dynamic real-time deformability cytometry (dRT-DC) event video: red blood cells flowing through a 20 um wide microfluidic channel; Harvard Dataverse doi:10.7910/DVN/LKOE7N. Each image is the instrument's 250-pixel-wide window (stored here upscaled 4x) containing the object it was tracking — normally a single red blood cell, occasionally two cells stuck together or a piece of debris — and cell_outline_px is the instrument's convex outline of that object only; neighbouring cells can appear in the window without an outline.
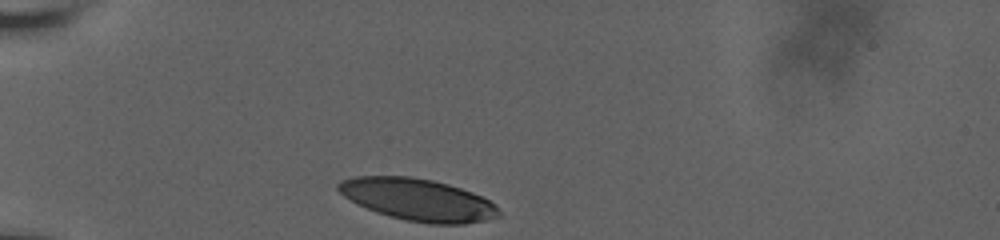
{"species": "human", "species_latin": "Homo sapiens", "temperature_condition": "room temperature", "stored_images_in_passage": 8, "camera_frame_rate_fps": 3000, "um_per_image_px": 0.085, "donor": {"sex": "male"}, "frame": {"image": 1, "passage_image": 1, "time_ms": 0.0, "image_size_px": [1000, 240], "cell_outline_px": [[500, 216], [484, 220], [464, 224], [428, 224], [404, 220], [388, 216], [376, 212], [356, 204], [344, 196], [336, 188], [336, 184], [340, 180], [356, 176], [408, 176], [432, 180], [448, 184], [472, 192], [496, 204], [500, 212]], "centroid_in_image_um": [35.49, 16.97], "position_along_channel_um": 49.5, "area_um2": 39.48}}
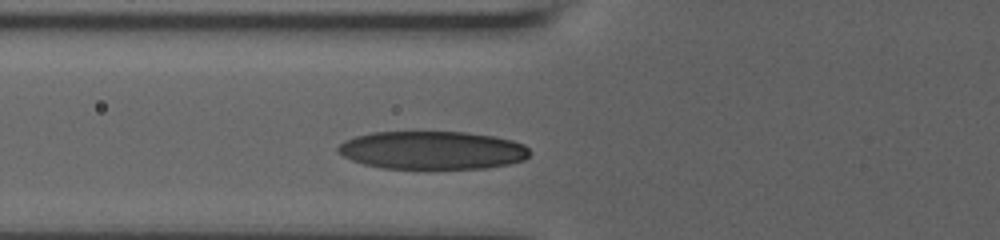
{"frame": {"image": 2, "passage_image": 5, "time_ms": 2.0, "image_size_px": [1000, 240], "cell_outline_px": [[528, 156], [524, 160], [508, 164], [484, 168], [384, 168], [364, 164], [352, 160], [336, 152], [336, 148], [344, 140], [356, 136], [372, 132], [464, 132], [492, 136], [512, 140], [524, 144], [528, 148]], "centroid_in_image_um": [36.72, 12.76], "position_along_channel_um": 89.1, "area_um2": 42.43}}
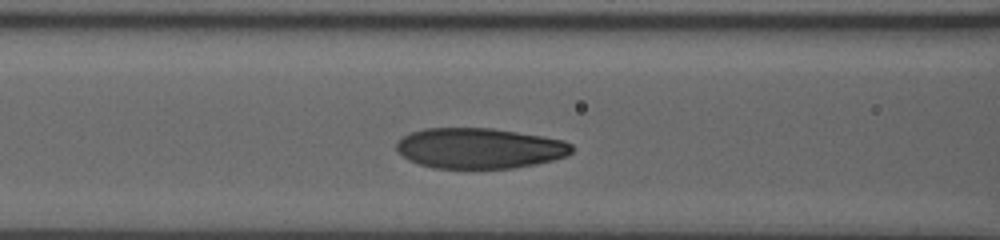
{"frame": {"image": 3, "passage_image": 7, "time_ms": 3.0, "image_size_px": [1000, 240], "cell_outline_px": [[572, 152], [568, 156], [536, 164], [512, 168], [436, 168], [420, 164], [408, 160], [396, 152], [396, 140], [412, 132], [424, 128], [492, 128], [564, 140], [572, 144]], "centroid_in_image_um": [40.73, 12.6], "position_along_channel_um": 125.9, "area_um2": 41.44}}